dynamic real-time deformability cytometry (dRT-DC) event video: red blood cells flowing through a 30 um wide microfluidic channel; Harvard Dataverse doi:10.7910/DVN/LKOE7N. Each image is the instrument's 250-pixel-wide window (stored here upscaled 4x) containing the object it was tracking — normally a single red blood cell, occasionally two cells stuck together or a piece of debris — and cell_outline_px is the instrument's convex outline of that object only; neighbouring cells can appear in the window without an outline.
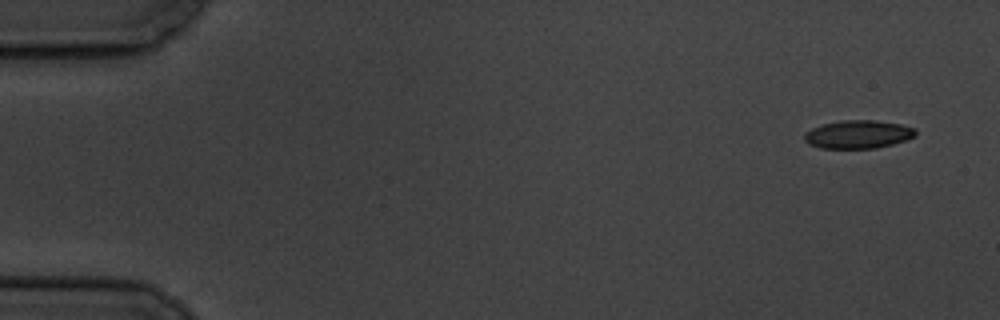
{"species": "common noctule bat (a hibernating species)", "species_latin": "Nyctalus noctula", "temperature_condition": "cold", "stored_images_in_passage": 6, "camera_frame_rate_fps": 3000, "um_per_image_px": 0.085, "animal": {"sex": "male", "body_mass_g": 19.5, "forearm_length_mm": 54.6}, "frame": {"image": 1, "passage_image": 1, "time_ms": 0.0, "image_size_px": [1000, 320], "cell_outline_px": [[916, 136], [892, 144], [876, 148], [820, 148], [808, 144], [804, 140], [804, 132], [812, 128], [824, 124], [840, 120], [872, 120], [900, 124], [916, 128]], "centroid_in_image_um": [72.92, 11.42], "position_along_channel_um": 12.1, "area_um2": 18.26}}
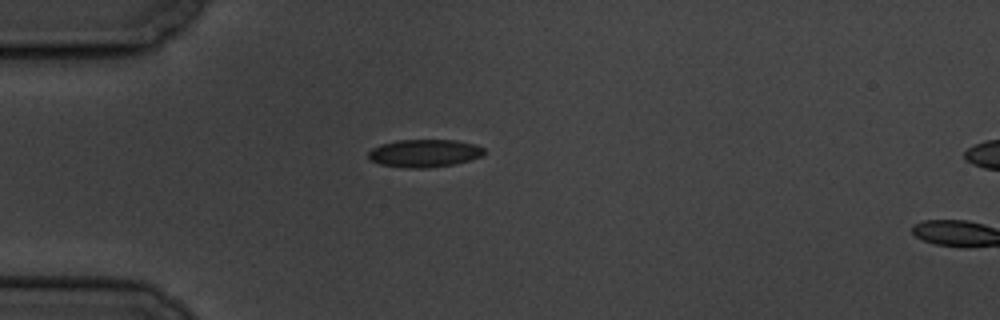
{"frame": {"image": 2, "passage_image": 5, "time_ms": 4.333, "image_size_px": [1000, 320], "cell_outline_px": [[484, 152], [480, 156], [468, 160], [452, 164], [428, 168], [408, 168], [380, 164], [368, 160], [368, 152], [372, 148], [380, 144], [396, 140], [456, 140], [476, 144], [484, 148]], "centroid_in_image_um": [36.02, 13.01], "position_along_channel_um": 49.0, "area_um2": 18.73}}